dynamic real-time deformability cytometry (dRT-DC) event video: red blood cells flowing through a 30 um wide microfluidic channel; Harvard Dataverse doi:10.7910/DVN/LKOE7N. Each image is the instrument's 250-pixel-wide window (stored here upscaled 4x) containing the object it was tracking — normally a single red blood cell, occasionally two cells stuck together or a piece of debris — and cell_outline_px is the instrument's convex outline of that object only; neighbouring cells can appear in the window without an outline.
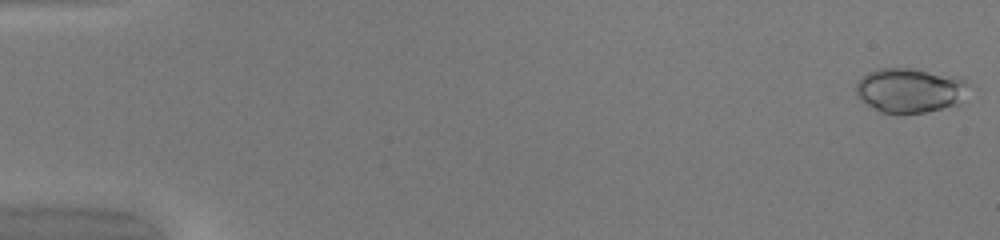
{"species": "common noctule bat (a hibernating species)", "species_latin": "Nyctalus noctula", "temperature_condition": "warm", "stored_images_in_passage": 49, "camera_frame_rate_fps": 3000, "um_per_image_px": 0.085, "animal": {"sex": "female", "body_mass_g": 20.0, "forearm_length_mm": 54.0}, "frame": {"image": 1, "passage_image": 1, "time_ms": 0.0, "image_size_px": [1000, 240], "cell_outline_px": [[976, 88], [956, 104], [924, 112], [880, 112], [868, 104], [856, 92], [856, 84], [860, 76], [876, 68], [912, 68], [964, 80], [972, 84]], "centroid_in_image_um": [77.38, 7.65], "position_along_channel_um": 7.6, "area_um2": 28.96}}
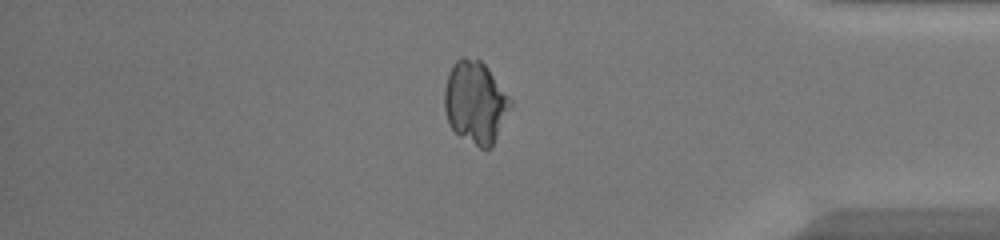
{"frame": {"image": 2, "passage_image": 42, "time_ms": 13.667, "image_size_px": [1000, 240], "cell_outline_px": [[512, 104], [492, 148], [480, 148], [460, 136], [448, 124], [444, 108], [444, 88], [452, 64], [460, 56], [464, 56], [480, 60], [488, 68], [512, 100]], "centroid_in_image_um": [40.39, 8.69], "position_along_channel_um": 394.8, "area_um2": 31.73}}
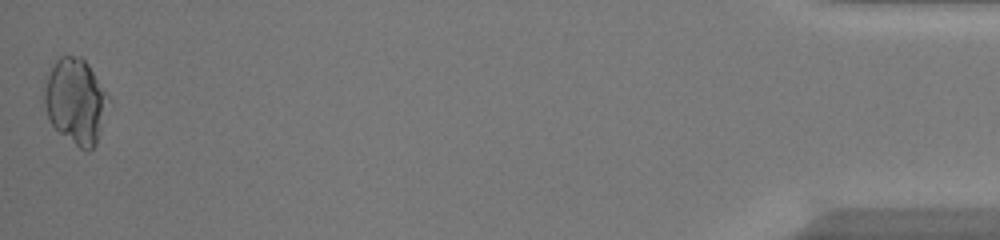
{"frame": {"image": 3, "passage_image": 49, "time_ms": 16.0, "image_size_px": [1000, 240], "cell_outline_px": [[108, 96], [96, 144], [88, 152], [80, 148], [60, 132], [52, 124], [48, 116], [44, 104], [44, 76], [56, 60], [60, 56], [80, 56], [88, 64]], "centroid_in_image_um": [6.37, 8.55], "position_along_channel_um": 428.8, "area_um2": 31.21}}